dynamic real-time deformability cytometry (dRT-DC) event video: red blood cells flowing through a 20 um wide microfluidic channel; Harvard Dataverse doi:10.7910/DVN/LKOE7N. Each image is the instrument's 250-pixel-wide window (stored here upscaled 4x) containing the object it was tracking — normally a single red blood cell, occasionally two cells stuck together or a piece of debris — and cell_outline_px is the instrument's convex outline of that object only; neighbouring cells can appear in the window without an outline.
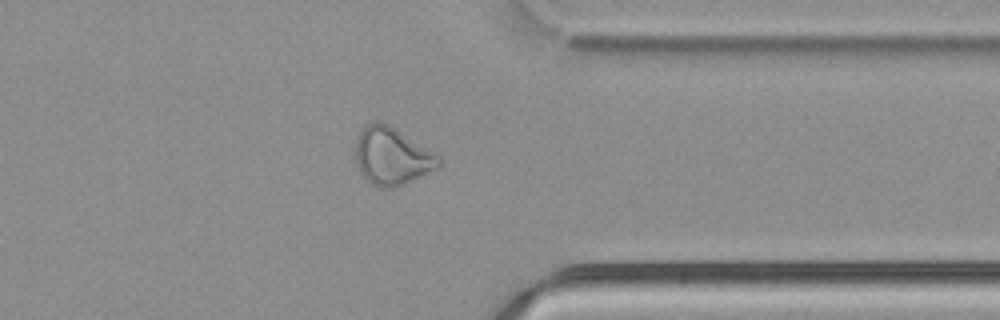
{"species": "common noctule bat (a hibernating species)", "species_latin": "Nyctalus noctula", "temperature_condition": "cold", "stored_images_in_passage": 38, "camera_frame_rate_fps": 3000, "um_per_image_px": 0.085, "animal": {"sex": "male", "body_mass_g": 21.5, "forearm_length_mm": 52.0}, "frame": {"image": 1, "passage_image": 27, "time_ms": 8.667, "image_size_px": [1000, 320], "cell_outline_px": [[440, 164], [436, 168], [404, 184], [388, 188], [380, 188], [372, 184], [360, 172], [356, 164], [352, 152], [352, 148], [356, 136], [360, 128], [372, 120], [380, 120], [388, 124], [432, 152], [440, 160]], "centroid_in_image_um": [33.17, 13.24], "position_along_channel_um": 378.2, "area_um2": 27.92}}
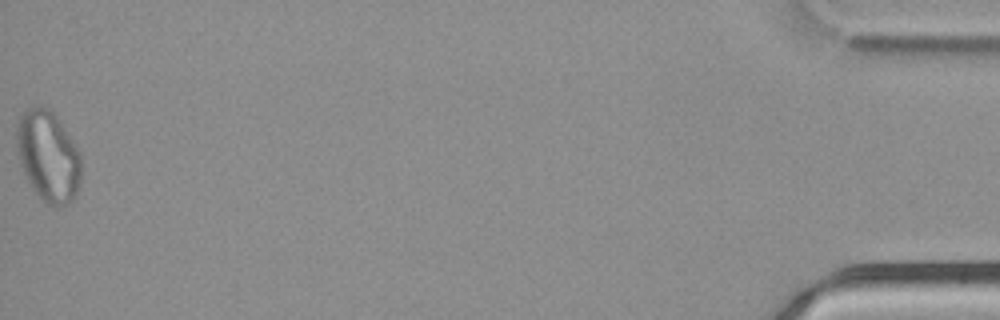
{"frame": {"image": 2, "passage_image": 38, "time_ms": 12.333, "image_size_px": [1000, 320], "cell_outline_px": [[80, 180], [76, 196], [68, 204], [56, 208], [48, 204], [32, 188], [20, 164], [16, 148], [16, 128], [20, 116], [28, 108], [40, 104], [48, 108], [56, 116], [80, 152]], "centroid_in_image_um": [4.08, 13.27], "position_along_channel_um": 431.1, "area_um2": 34.16}}